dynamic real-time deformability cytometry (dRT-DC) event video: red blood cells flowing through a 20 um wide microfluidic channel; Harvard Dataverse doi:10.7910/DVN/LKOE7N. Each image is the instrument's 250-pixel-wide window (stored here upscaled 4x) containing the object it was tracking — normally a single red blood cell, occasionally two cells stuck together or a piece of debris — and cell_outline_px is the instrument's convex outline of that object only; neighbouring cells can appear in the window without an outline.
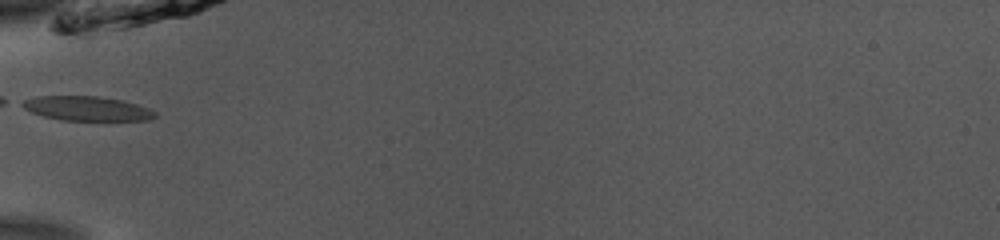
{"species": "common noctule bat (a hibernating species)", "species_latin": "Nyctalus noctula", "temperature_condition": "room temperature", "stored_images_in_passage": 34, "camera_frame_rate_fps": 3000, "um_per_image_px": 0.085, "animal": {"sex": "male", "body_mass_g": 13.0, "forearm_length_mm": 53.1}, "frame": {"image": 1, "passage_image": 1, "time_ms": 0.0, "image_size_px": [1000, 240], "cell_outline_px": [[156, 116], [148, 120], [60, 120], [44, 116], [32, 112], [16, 104], [24, 100], [36, 96], [96, 96], [124, 100], [148, 108], [156, 112]], "centroid_in_image_um": [7.35, 9.21], "position_along_channel_um": 77.6, "area_um2": 18.9}}
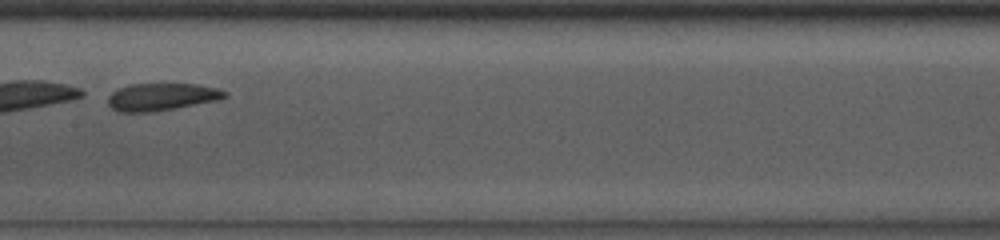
{"frame": {"image": 2, "passage_image": 10, "time_ms": 3.0, "image_size_px": [1000, 240], "cell_outline_px": [[228, 96], [216, 100], [176, 108], [152, 112], [120, 112], [112, 108], [108, 104], [108, 96], [112, 92], [128, 84], [196, 84], [216, 88], [228, 92]], "centroid_in_image_um": [13.72, 8.23], "position_along_channel_um": 193.7, "area_um2": 18.55}, "authors_computed_cell_mechanics": {"area_um2": 18.5827, "velocity_mm_per_s": 3.8317, "shape_relaxation_time_tau1_ms": 3.1428, "shape_relaxation_time_tau2_ms": 1.384, "deformation_change_tau1": 0.0756, "deformation_change_tau2": 0.0857}}